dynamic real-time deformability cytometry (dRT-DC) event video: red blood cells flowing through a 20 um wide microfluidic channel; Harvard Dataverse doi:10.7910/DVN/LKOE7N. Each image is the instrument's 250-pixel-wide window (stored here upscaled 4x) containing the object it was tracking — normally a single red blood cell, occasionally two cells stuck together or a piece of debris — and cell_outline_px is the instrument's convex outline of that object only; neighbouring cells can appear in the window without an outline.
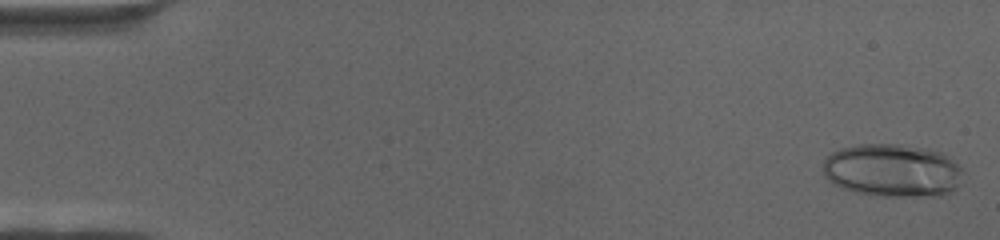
{"species": "human", "species_latin": "Homo sapiens", "temperature_condition": "cold", "stored_images_in_passage": 42, "camera_frame_rate_fps": 3000, "um_per_image_px": 0.085, "donor": {"sex": "female"}, "frame": {"image": 1, "passage_image": 2, "time_ms": 0.333, "image_size_px": [1000, 240], "cell_outline_px": [[964, 172], [956, 188], [940, 196], [880, 196], [856, 192], [832, 184], [824, 176], [824, 160], [832, 152], [840, 148], [860, 144], [896, 144], [924, 148], [940, 152], [956, 164]], "centroid_in_image_um": [75.83, 14.49], "position_along_channel_um": 9.2, "area_um2": 43.12}}
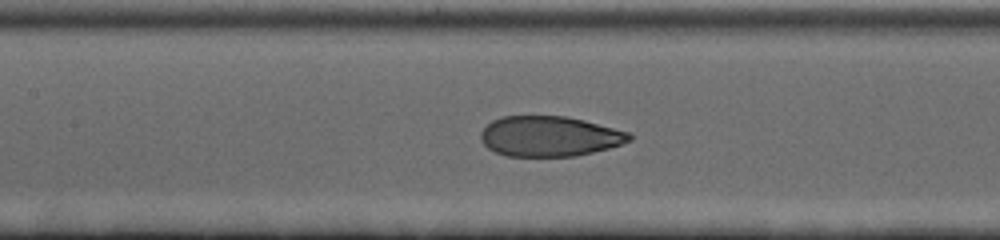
{"frame": {"image": 2, "passage_image": 32, "time_ms": 10.333, "image_size_px": [1000, 240], "cell_outline_px": [[632, 140], [608, 148], [576, 156], [508, 156], [496, 152], [488, 148], [480, 140], [480, 132], [492, 120], [500, 116], [564, 116], [584, 120], [632, 132]], "centroid_in_image_um": [46.71, 11.58], "position_along_channel_um": 160.7, "area_um2": 34.97}}
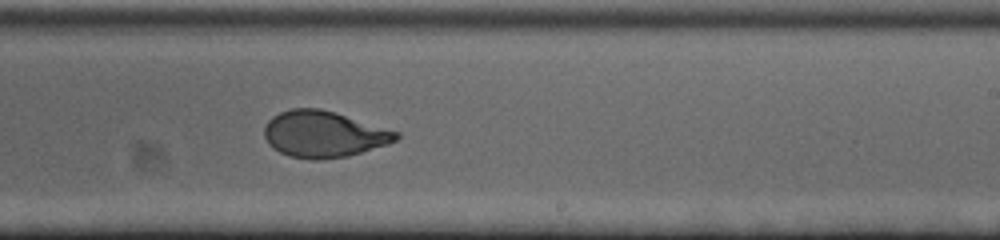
{"frame": {"image": 3, "passage_image": 42, "time_ms": 13.667, "image_size_px": [1000, 240], "cell_outline_px": [[400, 136], [396, 140], [388, 144], [348, 156], [320, 160], [312, 160], [288, 156], [272, 148], [268, 144], [264, 136], [264, 128], [268, 120], [272, 116], [280, 112], [292, 108], [320, 108], [336, 112], [400, 132]], "centroid_in_image_um": [27.5, 11.4], "position_along_channel_um": 261.5, "area_um2": 35.89}}